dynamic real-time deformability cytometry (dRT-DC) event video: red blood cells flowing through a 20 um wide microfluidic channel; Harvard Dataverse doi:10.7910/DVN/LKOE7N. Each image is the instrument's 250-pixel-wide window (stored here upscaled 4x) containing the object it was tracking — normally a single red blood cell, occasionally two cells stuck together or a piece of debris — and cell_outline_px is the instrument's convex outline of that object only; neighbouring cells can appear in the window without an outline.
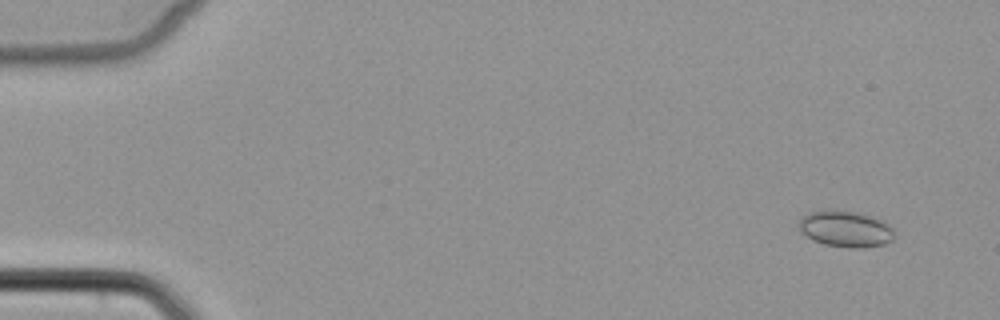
{"species": "common noctule bat (a hibernating species)", "species_latin": "Nyctalus noctula", "temperature_condition": "cold", "stored_images_in_passage": 7, "camera_frame_rate_fps": 3000, "um_per_image_px": 0.085, "animal": {"sex": "female", "body_mass_g": 22.7, "forearm_length_mm": 54.2}, "frame": {"image": 1, "passage_image": 2, "time_ms": 1.0, "image_size_px": [1000, 320], "cell_outline_px": [[892, 240], [884, 244], [864, 248], [848, 248], [824, 244], [812, 240], [796, 224], [800, 216], [808, 212], [856, 212], [880, 220], [888, 224], [892, 228]], "centroid_in_image_um": [71.84, 19.49], "position_along_channel_um": 13.2, "area_um2": 19.59}}
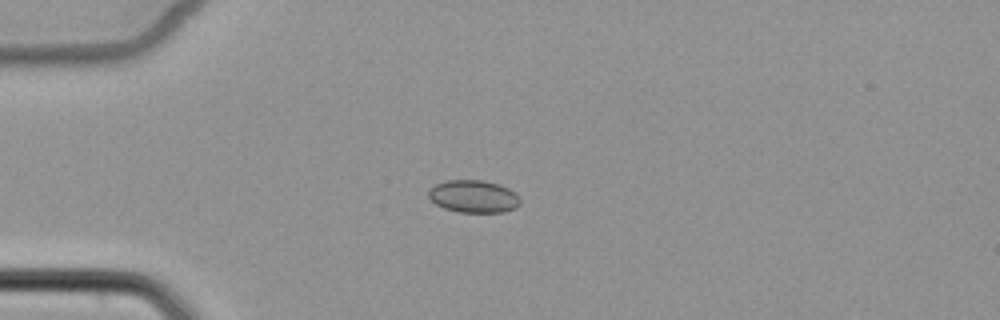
{"frame": {"image": 2, "passage_image": 5, "time_ms": 4.667, "image_size_px": [1000, 320], "cell_outline_px": [[520, 204], [516, 208], [504, 212], [460, 212], [444, 208], [436, 204], [428, 196], [428, 188], [436, 184], [448, 180], [480, 180], [500, 184], [516, 192], [520, 200]], "centroid_in_image_um": [40.26, 16.69], "position_along_channel_um": 44.7, "area_um2": 17.46}}
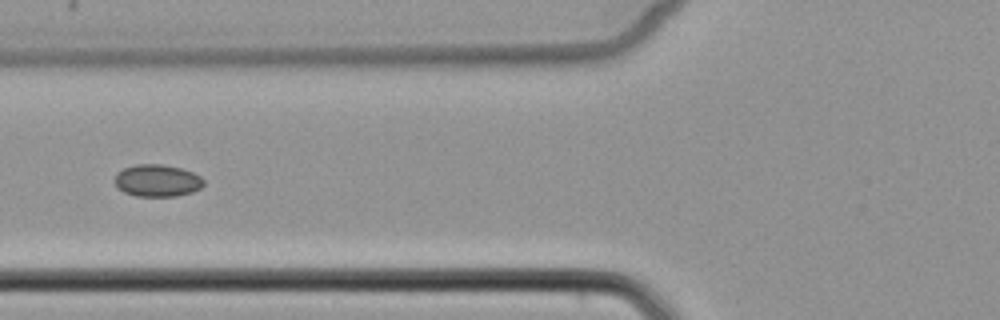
{"frame": {"image": 3, "passage_image": 7, "time_ms": 7.0, "image_size_px": [1000, 320], "cell_outline_px": [[204, 184], [200, 188], [192, 192], [176, 196], [136, 196], [124, 192], [116, 188], [116, 172], [124, 168], [136, 164], [164, 164], [180, 168], [192, 172], [200, 176], [204, 180]], "centroid_in_image_um": [13.36, 15.35], "position_along_channel_um": 112.4, "area_um2": 16.7}}